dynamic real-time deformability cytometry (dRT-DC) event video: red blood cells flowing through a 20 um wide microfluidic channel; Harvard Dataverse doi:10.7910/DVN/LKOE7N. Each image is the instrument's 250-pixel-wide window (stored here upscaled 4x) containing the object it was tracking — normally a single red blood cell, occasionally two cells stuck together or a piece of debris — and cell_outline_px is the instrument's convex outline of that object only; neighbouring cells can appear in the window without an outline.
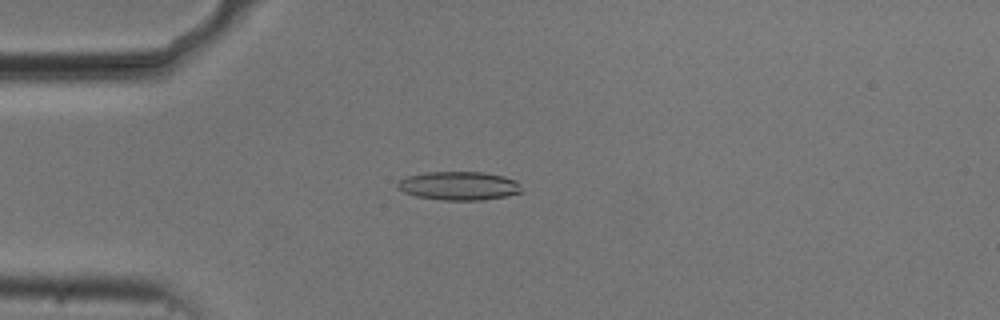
{"species": "common noctule bat (a hibernating species)", "species_latin": "Nyctalus noctula", "temperature_condition": "cold", "stored_images_in_passage": 51, "camera_frame_rate_fps": 3000, "um_per_image_px": 0.085, "animal": {"sex": "male", "body_mass_g": 20.5, "forearm_length_mm": 52.5}, "frame": {"image": 1, "passage_image": 11, "time_ms": 3.333, "image_size_px": [1000, 320], "cell_outline_px": [[524, 192], [504, 196], [480, 200], [440, 200], [416, 196], [404, 192], [396, 188], [396, 184], [400, 180], [408, 176], [424, 172], [484, 172], [504, 176], [516, 180], [520, 184]], "centroid_in_image_um": [39.01, 15.79], "position_along_channel_um": 46.0, "area_um2": 20.81}}
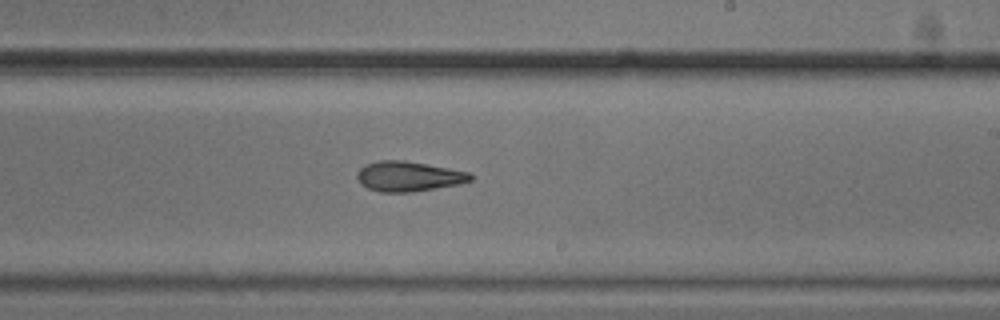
{"frame": {"image": 2, "passage_image": 29, "time_ms": 9.333, "image_size_px": [1000, 320], "cell_outline_px": [[472, 180], [460, 184], [412, 192], [380, 192], [368, 188], [360, 184], [356, 176], [356, 172], [364, 164], [380, 160], [404, 160], [448, 168], [468, 172], [472, 176]], "centroid_in_image_um": [34.68, 14.99], "position_along_channel_um": 254.3, "area_um2": 19.88}}
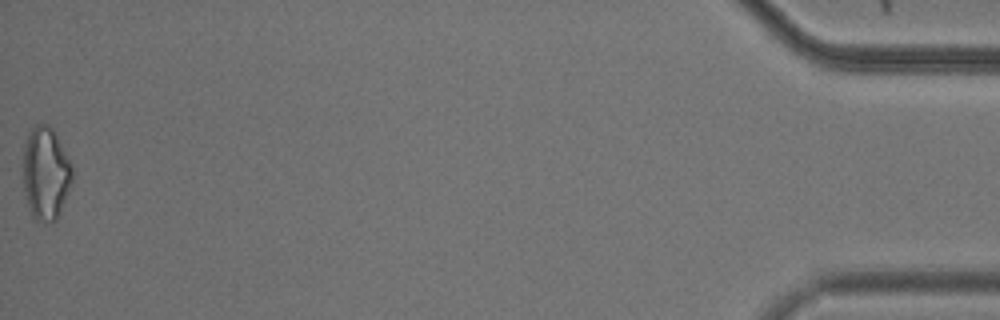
{"frame": {"image": 3, "passage_image": 51, "time_ms": 16.667, "image_size_px": [1000, 320], "cell_outline_px": [[72, 180], [68, 192], [60, 212], [56, 220], [44, 224], [32, 220], [24, 192], [24, 144], [28, 132], [36, 124], [48, 124], [52, 128], [72, 164]], "centroid_in_image_um": [3.87, 14.78], "position_along_channel_um": 431.3, "area_um2": 26.82}, "authors_computed_cell_mechanics": {"area_um2": 19.941, "velocity_mm_per_s": 3.7458, "shape_relaxation_time_tau1_ms": 6.1056, "shape_relaxation_time_tau2_ms": 3.5787, "deformation_change_tau1": 0.1784, "deformation_change_tau2": 0.13}}